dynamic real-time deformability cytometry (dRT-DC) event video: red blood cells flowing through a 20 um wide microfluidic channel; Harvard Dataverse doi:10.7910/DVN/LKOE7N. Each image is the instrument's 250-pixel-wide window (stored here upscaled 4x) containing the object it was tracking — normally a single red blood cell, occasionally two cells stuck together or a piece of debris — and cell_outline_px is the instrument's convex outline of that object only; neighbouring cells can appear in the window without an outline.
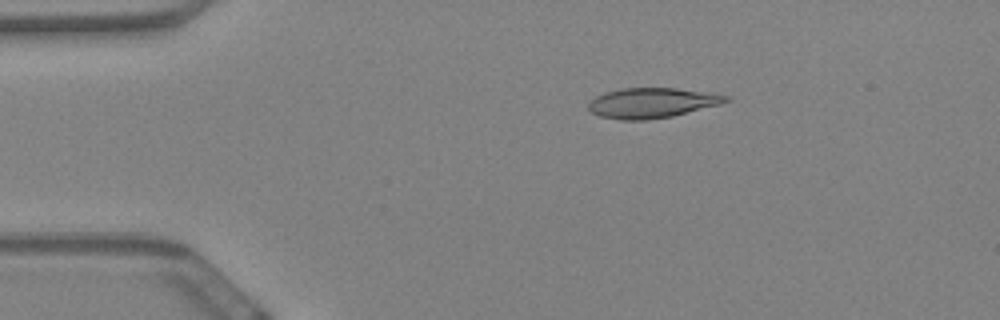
{"species": "Egyptian fruit bat (a non-hibernating species)", "species_latin": "Rousettus aegyptiacus", "temperature_condition": "warm", "stored_images_in_passage": 59, "camera_frame_rate_fps": 3000, "um_per_image_px": 0.085, "animal": {"sex": "female"}, "frame": {"image": 1, "passage_image": 11, "time_ms": 3.333, "image_size_px": [1000, 320], "cell_outline_px": [[732, 100], [720, 104], [672, 116], [648, 120], [620, 120], [600, 116], [592, 112], [588, 108], [588, 104], [596, 96], [604, 92], [620, 88], [676, 88], [712, 92], [732, 96]], "centroid_in_image_um": [55.46, 8.73], "position_along_channel_um": 29.5, "area_um2": 24.33}}
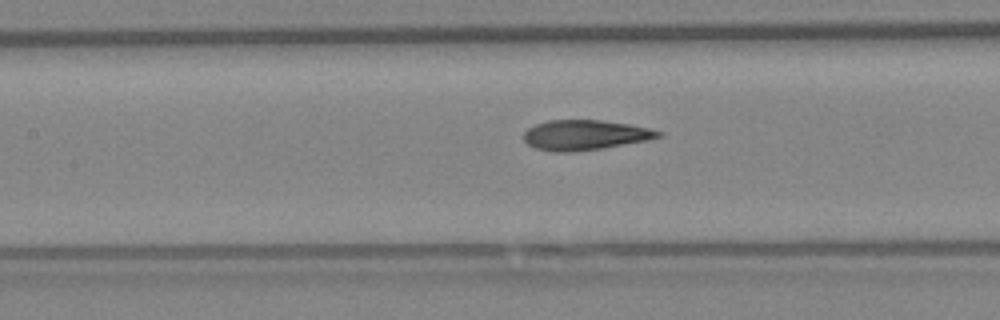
{"frame": {"image": 2, "passage_image": 27, "time_ms": 8.667, "image_size_px": [1000, 320], "cell_outline_px": [[664, 132], [660, 136], [644, 140], [604, 148], [572, 152], [556, 152], [536, 148], [528, 144], [524, 140], [524, 132], [528, 128], [536, 124], [548, 120], [600, 120], [628, 124], [648, 128]], "centroid_in_image_um": [49.68, 11.47], "position_along_channel_um": 157.7, "area_um2": 23.29}}
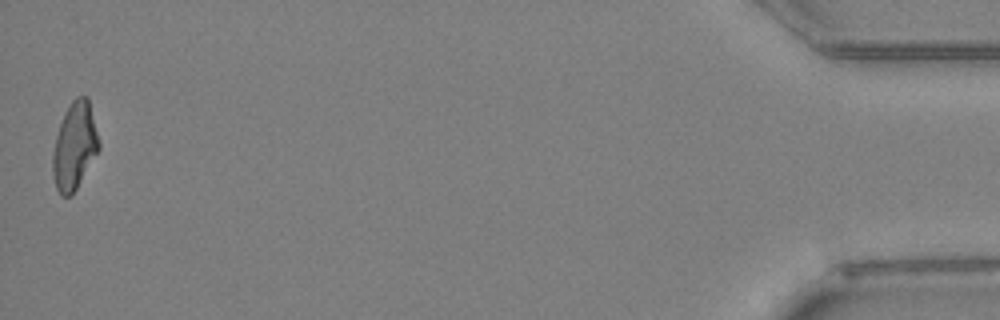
{"frame": {"image": 3, "passage_image": 59, "time_ms": 19.333, "image_size_px": [1000, 320], "cell_outline_px": [[100, 148], [72, 196], [60, 196], [56, 188], [52, 172], [52, 156], [56, 136], [64, 112], [72, 100], [76, 96], [88, 96], [100, 144]], "centroid_in_image_um": [6.33, 12.42], "position_along_channel_um": 428.9, "area_um2": 23.47}, "authors_computed_cell_mechanics": {"area_um2": 23.5824, "velocity_mm_per_s": 3.4257, "shape_relaxation_time_tau1_ms": null, "shape_relaxation_time_tau2_ms": 2.0531, "deformation_change_tau1": null, "deformation_change_tau2": 0.0937}}